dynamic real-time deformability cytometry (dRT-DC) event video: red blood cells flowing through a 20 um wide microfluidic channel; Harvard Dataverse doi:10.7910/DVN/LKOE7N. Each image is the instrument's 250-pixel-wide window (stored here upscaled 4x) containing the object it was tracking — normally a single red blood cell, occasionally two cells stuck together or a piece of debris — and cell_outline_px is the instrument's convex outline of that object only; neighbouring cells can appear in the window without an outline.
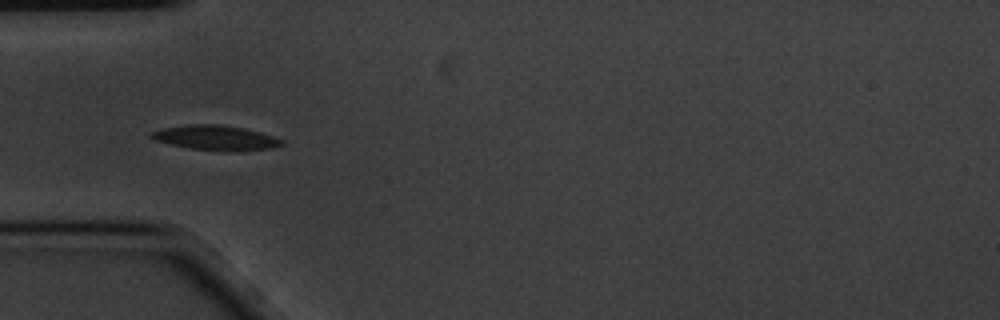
{"species": "common noctule bat (a hibernating species)", "species_latin": "Nyctalus noctula", "temperature_condition": "cold", "stored_images_in_passage": 6, "camera_frame_rate_fps": 3000, "um_per_image_px": 0.085, "animal": {"sex": "male", "body_mass_g": 20.1, "forearm_length_mm": 53.5}, "frame": {"image": 1, "passage_image": 4, "time_ms": 1.0, "image_size_px": [1000, 320], "cell_outline_px": [[284, 144], [272, 148], [228, 152], [188, 148], [156, 140], [148, 136], [152, 132], [164, 128], [188, 124], [216, 124], [240, 128], [260, 132], [284, 140]], "centroid_in_image_um": [18.35, 11.72], "position_along_channel_um": 66.7, "area_um2": 18.67}}
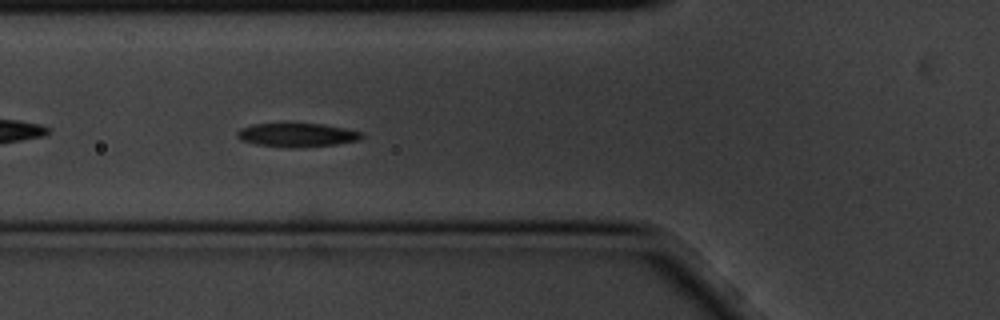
{"frame": {"image": 2, "passage_image": 5, "time_ms": 1.333, "image_size_px": [1000, 320], "cell_outline_px": [[364, 136], [360, 140], [336, 144], [296, 148], [288, 148], [256, 144], [240, 140], [236, 136], [236, 132], [240, 128], [252, 124], [288, 120], [324, 124], [364, 132]], "centroid_in_image_um": [25.21, 11.42], "position_along_channel_um": 100.6, "area_um2": 18.38}}